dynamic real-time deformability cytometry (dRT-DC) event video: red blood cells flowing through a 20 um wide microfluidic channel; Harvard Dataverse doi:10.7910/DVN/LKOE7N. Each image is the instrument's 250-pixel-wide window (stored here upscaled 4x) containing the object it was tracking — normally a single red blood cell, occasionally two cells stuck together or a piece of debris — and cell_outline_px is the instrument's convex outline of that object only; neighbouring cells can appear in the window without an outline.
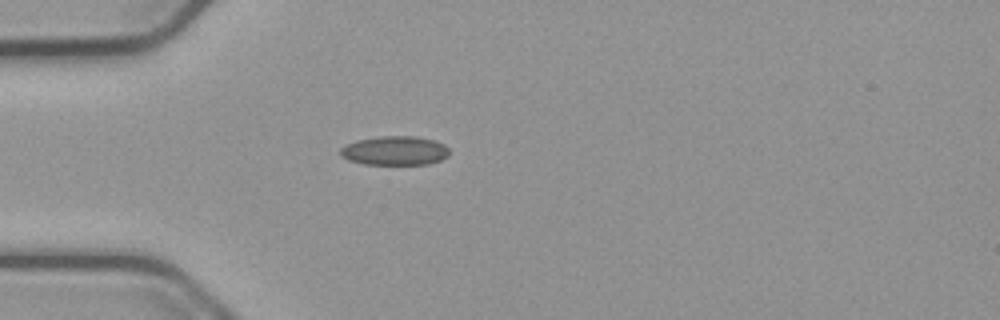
{"species": "common noctule bat (a hibernating species)", "species_latin": "Nyctalus noctula", "temperature_condition": "cold", "stored_images_in_passage": 40, "camera_frame_rate_fps": 3000, "um_per_image_px": 0.085, "animal": {"sex": "male", "body_mass_g": 23.1, "forearm_length_mm": 52.7}, "frame": {"image": 1, "passage_image": 1, "time_ms": 0.0, "image_size_px": [1000, 320], "cell_outline_px": [[448, 156], [440, 160], [428, 164], [364, 164], [348, 160], [340, 156], [340, 148], [356, 140], [380, 136], [416, 136], [436, 140], [444, 144], [448, 148]], "centroid_in_image_um": [33.56, 12.8], "position_along_channel_um": 51.4, "area_um2": 18.55}}
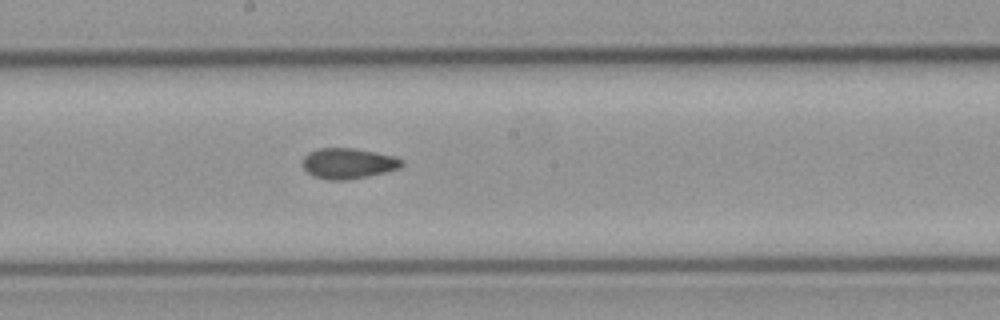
{"frame": {"image": 2, "passage_image": 15, "time_ms": 4.667, "image_size_px": [1000, 320], "cell_outline_px": [[404, 164], [400, 168], [368, 176], [344, 180], [328, 180], [312, 176], [300, 164], [304, 156], [308, 152], [320, 148], [352, 148], [376, 152], [396, 156], [404, 160]], "centroid_in_image_um": [29.59, 13.88], "position_along_channel_um": 218.6, "area_um2": 17.86}}
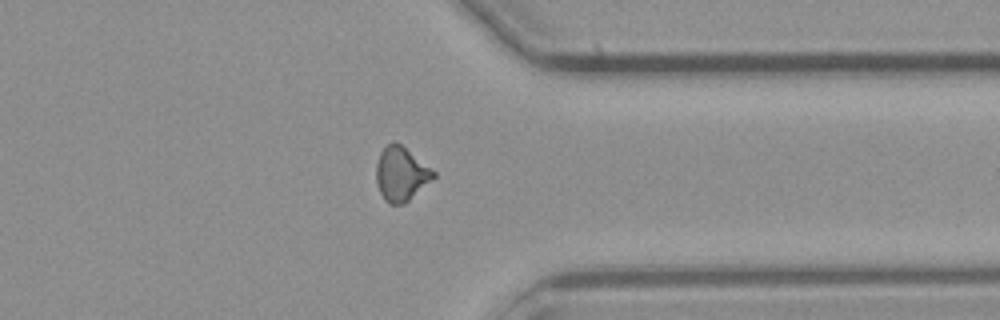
{"frame": {"image": 3, "passage_image": 28, "time_ms": 9.0, "image_size_px": [1000, 320], "cell_outline_px": [[436, 176], [432, 180], [404, 204], [388, 204], [384, 200], [380, 192], [376, 180], [376, 164], [380, 152], [388, 144], [400, 144], [432, 168], [436, 172]], "centroid_in_image_um": [34.1, 14.81], "position_along_channel_um": 377.3, "area_um2": 17.86}, "authors_computed_cell_mechanics": {"area_um2": 17.5712, "velocity_mm_per_s": 3.7868, "shape_relaxation_time_tau1_ms": null, "shape_relaxation_time_tau2_ms": 2.2502, "deformation_change_tau1": null, "deformation_change_tau2": 0.0712}}